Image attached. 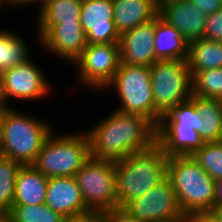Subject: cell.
Returning <instances> with one entry per match:
<instances>
[{
  "label": "cell",
  "mask_w": 222,
  "mask_h": 222,
  "mask_svg": "<svg viewBox=\"0 0 222 222\" xmlns=\"http://www.w3.org/2000/svg\"><path fill=\"white\" fill-rule=\"evenodd\" d=\"M187 40L159 15L155 18L154 50L157 61L183 60L188 55Z\"/></svg>",
  "instance_id": "cell-18"
},
{
  "label": "cell",
  "mask_w": 222,
  "mask_h": 222,
  "mask_svg": "<svg viewBox=\"0 0 222 222\" xmlns=\"http://www.w3.org/2000/svg\"><path fill=\"white\" fill-rule=\"evenodd\" d=\"M65 222H105L103 213H89L79 217L66 219Z\"/></svg>",
  "instance_id": "cell-34"
},
{
  "label": "cell",
  "mask_w": 222,
  "mask_h": 222,
  "mask_svg": "<svg viewBox=\"0 0 222 222\" xmlns=\"http://www.w3.org/2000/svg\"><path fill=\"white\" fill-rule=\"evenodd\" d=\"M192 95L222 100V68L196 72L192 76Z\"/></svg>",
  "instance_id": "cell-27"
},
{
  "label": "cell",
  "mask_w": 222,
  "mask_h": 222,
  "mask_svg": "<svg viewBox=\"0 0 222 222\" xmlns=\"http://www.w3.org/2000/svg\"><path fill=\"white\" fill-rule=\"evenodd\" d=\"M183 222H220L212 211L195 212L185 216Z\"/></svg>",
  "instance_id": "cell-33"
},
{
  "label": "cell",
  "mask_w": 222,
  "mask_h": 222,
  "mask_svg": "<svg viewBox=\"0 0 222 222\" xmlns=\"http://www.w3.org/2000/svg\"><path fill=\"white\" fill-rule=\"evenodd\" d=\"M212 212L219 219V221L222 222V205L214 207Z\"/></svg>",
  "instance_id": "cell-38"
},
{
  "label": "cell",
  "mask_w": 222,
  "mask_h": 222,
  "mask_svg": "<svg viewBox=\"0 0 222 222\" xmlns=\"http://www.w3.org/2000/svg\"><path fill=\"white\" fill-rule=\"evenodd\" d=\"M22 165L0 155V212L8 213L14 201L18 170Z\"/></svg>",
  "instance_id": "cell-26"
},
{
  "label": "cell",
  "mask_w": 222,
  "mask_h": 222,
  "mask_svg": "<svg viewBox=\"0 0 222 222\" xmlns=\"http://www.w3.org/2000/svg\"><path fill=\"white\" fill-rule=\"evenodd\" d=\"M3 119V112H0V155H1V124Z\"/></svg>",
  "instance_id": "cell-40"
},
{
  "label": "cell",
  "mask_w": 222,
  "mask_h": 222,
  "mask_svg": "<svg viewBox=\"0 0 222 222\" xmlns=\"http://www.w3.org/2000/svg\"><path fill=\"white\" fill-rule=\"evenodd\" d=\"M156 143L167 157L191 156L204 144L199 133L191 128H156Z\"/></svg>",
  "instance_id": "cell-20"
},
{
  "label": "cell",
  "mask_w": 222,
  "mask_h": 222,
  "mask_svg": "<svg viewBox=\"0 0 222 222\" xmlns=\"http://www.w3.org/2000/svg\"><path fill=\"white\" fill-rule=\"evenodd\" d=\"M155 19L123 33L119 39L120 62L148 66L157 60L154 50Z\"/></svg>",
  "instance_id": "cell-16"
},
{
  "label": "cell",
  "mask_w": 222,
  "mask_h": 222,
  "mask_svg": "<svg viewBox=\"0 0 222 222\" xmlns=\"http://www.w3.org/2000/svg\"><path fill=\"white\" fill-rule=\"evenodd\" d=\"M158 15L180 31L188 43L203 38L207 15L190 0H160Z\"/></svg>",
  "instance_id": "cell-14"
},
{
  "label": "cell",
  "mask_w": 222,
  "mask_h": 222,
  "mask_svg": "<svg viewBox=\"0 0 222 222\" xmlns=\"http://www.w3.org/2000/svg\"><path fill=\"white\" fill-rule=\"evenodd\" d=\"M191 156L214 180L222 178V141L204 143Z\"/></svg>",
  "instance_id": "cell-29"
},
{
  "label": "cell",
  "mask_w": 222,
  "mask_h": 222,
  "mask_svg": "<svg viewBox=\"0 0 222 222\" xmlns=\"http://www.w3.org/2000/svg\"><path fill=\"white\" fill-rule=\"evenodd\" d=\"M203 38L222 42V9L206 16Z\"/></svg>",
  "instance_id": "cell-30"
},
{
  "label": "cell",
  "mask_w": 222,
  "mask_h": 222,
  "mask_svg": "<svg viewBox=\"0 0 222 222\" xmlns=\"http://www.w3.org/2000/svg\"><path fill=\"white\" fill-rule=\"evenodd\" d=\"M113 18V0H83L80 23L87 44L119 43L120 34Z\"/></svg>",
  "instance_id": "cell-13"
},
{
  "label": "cell",
  "mask_w": 222,
  "mask_h": 222,
  "mask_svg": "<svg viewBox=\"0 0 222 222\" xmlns=\"http://www.w3.org/2000/svg\"><path fill=\"white\" fill-rule=\"evenodd\" d=\"M75 178L91 213L118 208L115 161L90 157Z\"/></svg>",
  "instance_id": "cell-7"
},
{
  "label": "cell",
  "mask_w": 222,
  "mask_h": 222,
  "mask_svg": "<svg viewBox=\"0 0 222 222\" xmlns=\"http://www.w3.org/2000/svg\"><path fill=\"white\" fill-rule=\"evenodd\" d=\"M167 179L184 216L213 210L215 180L192 156L168 157Z\"/></svg>",
  "instance_id": "cell-3"
},
{
  "label": "cell",
  "mask_w": 222,
  "mask_h": 222,
  "mask_svg": "<svg viewBox=\"0 0 222 222\" xmlns=\"http://www.w3.org/2000/svg\"><path fill=\"white\" fill-rule=\"evenodd\" d=\"M105 222H143L135 217L130 216L121 207L114 208L103 213Z\"/></svg>",
  "instance_id": "cell-31"
},
{
  "label": "cell",
  "mask_w": 222,
  "mask_h": 222,
  "mask_svg": "<svg viewBox=\"0 0 222 222\" xmlns=\"http://www.w3.org/2000/svg\"><path fill=\"white\" fill-rule=\"evenodd\" d=\"M116 30L120 36L158 16V0H113Z\"/></svg>",
  "instance_id": "cell-17"
},
{
  "label": "cell",
  "mask_w": 222,
  "mask_h": 222,
  "mask_svg": "<svg viewBox=\"0 0 222 222\" xmlns=\"http://www.w3.org/2000/svg\"><path fill=\"white\" fill-rule=\"evenodd\" d=\"M0 222H11L8 213L0 212Z\"/></svg>",
  "instance_id": "cell-39"
},
{
  "label": "cell",
  "mask_w": 222,
  "mask_h": 222,
  "mask_svg": "<svg viewBox=\"0 0 222 222\" xmlns=\"http://www.w3.org/2000/svg\"><path fill=\"white\" fill-rule=\"evenodd\" d=\"M156 126L146 117L113 111L86 131L90 157L118 161L156 143Z\"/></svg>",
  "instance_id": "cell-1"
},
{
  "label": "cell",
  "mask_w": 222,
  "mask_h": 222,
  "mask_svg": "<svg viewBox=\"0 0 222 222\" xmlns=\"http://www.w3.org/2000/svg\"><path fill=\"white\" fill-rule=\"evenodd\" d=\"M30 116L13 107L3 111L1 156L11 158L21 165L34 163L46 139L54 130L52 123Z\"/></svg>",
  "instance_id": "cell-4"
},
{
  "label": "cell",
  "mask_w": 222,
  "mask_h": 222,
  "mask_svg": "<svg viewBox=\"0 0 222 222\" xmlns=\"http://www.w3.org/2000/svg\"><path fill=\"white\" fill-rule=\"evenodd\" d=\"M186 62L191 76L205 69L222 68V42L204 38L189 42Z\"/></svg>",
  "instance_id": "cell-21"
},
{
  "label": "cell",
  "mask_w": 222,
  "mask_h": 222,
  "mask_svg": "<svg viewBox=\"0 0 222 222\" xmlns=\"http://www.w3.org/2000/svg\"><path fill=\"white\" fill-rule=\"evenodd\" d=\"M37 35L43 50L59 56L68 63L80 57L87 45L81 23L37 24Z\"/></svg>",
  "instance_id": "cell-11"
},
{
  "label": "cell",
  "mask_w": 222,
  "mask_h": 222,
  "mask_svg": "<svg viewBox=\"0 0 222 222\" xmlns=\"http://www.w3.org/2000/svg\"><path fill=\"white\" fill-rule=\"evenodd\" d=\"M48 178L33 165L18 170L13 205L45 204Z\"/></svg>",
  "instance_id": "cell-19"
},
{
  "label": "cell",
  "mask_w": 222,
  "mask_h": 222,
  "mask_svg": "<svg viewBox=\"0 0 222 222\" xmlns=\"http://www.w3.org/2000/svg\"><path fill=\"white\" fill-rule=\"evenodd\" d=\"M30 49L25 39L10 30H0V73L5 69L30 61Z\"/></svg>",
  "instance_id": "cell-25"
},
{
  "label": "cell",
  "mask_w": 222,
  "mask_h": 222,
  "mask_svg": "<svg viewBox=\"0 0 222 222\" xmlns=\"http://www.w3.org/2000/svg\"><path fill=\"white\" fill-rule=\"evenodd\" d=\"M45 204L66 219L91 213L75 177L48 178Z\"/></svg>",
  "instance_id": "cell-15"
},
{
  "label": "cell",
  "mask_w": 222,
  "mask_h": 222,
  "mask_svg": "<svg viewBox=\"0 0 222 222\" xmlns=\"http://www.w3.org/2000/svg\"><path fill=\"white\" fill-rule=\"evenodd\" d=\"M6 1L10 4V6L13 5V7L14 6H20V5L23 6L25 4L27 5V4H31V3L39 4L41 2V0H6Z\"/></svg>",
  "instance_id": "cell-37"
},
{
  "label": "cell",
  "mask_w": 222,
  "mask_h": 222,
  "mask_svg": "<svg viewBox=\"0 0 222 222\" xmlns=\"http://www.w3.org/2000/svg\"><path fill=\"white\" fill-rule=\"evenodd\" d=\"M203 124L200 110L191 98L162 115L157 128H191L199 133Z\"/></svg>",
  "instance_id": "cell-24"
},
{
  "label": "cell",
  "mask_w": 222,
  "mask_h": 222,
  "mask_svg": "<svg viewBox=\"0 0 222 222\" xmlns=\"http://www.w3.org/2000/svg\"><path fill=\"white\" fill-rule=\"evenodd\" d=\"M202 13L210 15L222 9V0H190Z\"/></svg>",
  "instance_id": "cell-32"
},
{
  "label": "cell",
  "mask_w": 222,
  "mask_h": 222,
  "mask_svg": "<svg viewBox=\"0 0 222 222\" xmlns=\"http://www.w3.org/2000/svg\"><path fill=\"white\" fill-rule=\"evenodd\" d=\"M83 0H41L38 24L80 23Z\"/></svg>",
  "instance_id": "cell-22"
},
{
  "label": "cell",
  "mask_w": 222,
  "mask_h": 222,
  "mask_svg": "<svg viewBox=\"0 0 222 222\" xmlns=\"http://www.w3.org/2000/svg\"><path fill=\"white\" fill-rule=\"evenodd\" d=\"M168 157L155 143L115 161L118 207L142 196L167 178Z\"/></svg>",
  "instance_id": "cell-2"
},
{
  "label": "cell",
  "mask_w": 222,
  "mask_h": 222,
  "mask_svg": "<svg viewBox=\"0 0 222 222\" xmlns=\"http://www.w3.org/2000/svg\"><path fill=\"white\" fill-rule=\"evenodd\" d=\"M6 103H8V101L5 97L2 74L0 73V112H3L12 107L11 103L10 106Z\"/></svg>",
  "instance_id": "cell-36"
},
{
  "label": "cell",
  "mask_w": 222,
  "mask_h": 222,
  "mask_svg": "<svg viewBox=\"0 0 222 222\" xmlns=\"http://www.w3.org/2000/svg\"><path fill=\"white\" fill-rule=\"evenodd\" d=\"M200 110L203 127L199 135L204 143L222 141V100L192 95Z\"/></svg>",
  "instance_id": "cell-23"
},
{
  "label": "cell",
  "mask_w": 222,
  "mask_h": 222,
  "mask_svg": "<svg viewBox=\"0 0 222 222\" xmlns=\"http://www.w3.org/2000/svg\"><path fill=\"white\" fill-rule=\"evenodd\" d=\"M222 205V178L215 180L213 208Z\"/></svg>",
  "instance_id": "cell-35"
},
{
  "label": "cell",
  "mask_w": 222,
  "mask_h": 222,
  "mask_svg": "<svg viewBox=\"0 0 222 222\" xmlns=\"http://www.w3.org/2000/svg\"><path fill=\"white\" fill-rule=\"evenodd\" d=\"M155 110L162 116L192 98V76L183 60L156 61L150 66Z\"/></svg>",
  "instance_id": "cell-8"
},
{
  "label": "cell",
  "mask_w": 222,
  "mask_h": 222,
  "mask_svg": "<svg viewBox=\"0 0 222 222\" xmlns=\"http://www.w3.org/2000/svg\"><path fill=\"white\" fill-rule=\"evenodd\" d=\"M121 208L143 222H183L185 219L167 178Z\"/></svg>",
  "instance_id": "cell-10"
},
{
  "label": "cell",
  "mask_w": 222,
  "mask_h": 222,
  "mask_svg": "<svg viewBox=\"0 0 222 222\" xmlns=\"http://www.w3.org/2000/svg\"><path fill=\"white\" fill-rule=\"evenodd\" d=\"M112 87L120 101L116 110L144 116L158 126L162 116L154 107L150 67L120 63L105 89Z\"/></svg>",
  "instance_id": "cell-6"
},
{
  "label": "cell",
  "mask_w": 222,
  "mask_h": 222,
  "mask_svg": "<svg viewBox=\"0 0 222 222\" xmlns=\"http://www.w3.org/2000/svg\"><path fill=\"white\" fill-rule=\"evenodd\" d=\"M8 214L11 222H65L66 220L46 204L13 205Z\"/></svg>",
  "instance_id": "cell-28"
},
{
  "label": "cell",
  "mask_w": 222,
  "mask_h": 222,
  "mask_svg": "<svg viewBox=\"0 0 222 222\" xmlns=\"http://www.w3.org/2000/svg\"><path fill=\"white\" fill-rule=\"evenodd\" d=\"M10 5L6 0H0V8L2 7V5Z\"/></svg>",
  "instance_id": "cell-41"
},
{
  "label": "cell",
  "mask_w": 222,
  "mask_h": 222,
  "mask_svg": "<svg viewBox=\"0 0 222 222\" xmlns=\"http://www.w3.org/2000/svg\"><path fill=\"white\" fill-rule=\"evenodd\" d=\"M120 63L119 43H102L87 44L73 66L80 85L98 91L113 80Z\"/></svg>",
  "instance_id": "cell-9"
},
{
  "label": "cell",
  "mask_w": 222,
  "mask_h": 222,
  "mask_svg": "<svg viewBox=\"0 0 222 222\" xmlns=\"http://www.w3.org/2000/svg\"><path fill=\"white\" fill-rule=\"evenodd\" d=\"M81 132L54 135L53 130L32 165L47 178L75 177L90 158L89 137Z\"/></svg>",
  "instance_id": "cell-5"
},
{
  "label": "cell",
  "mask_w": 222,
  "mask_h": 222,
  "mask_svg": "<svg viewBox=\"0 0 222 222\" xmlns=\"http://www.w3.org/2000/svg\"><path fill=\"white\" fill-rule=\"evenodd\" d=\"M38 64L29 62L9 67L2 74L6 100H36L45 98L51 91V84Z\"/></svg>",
  "instance_id": "cell-12"
}]
</instances>
